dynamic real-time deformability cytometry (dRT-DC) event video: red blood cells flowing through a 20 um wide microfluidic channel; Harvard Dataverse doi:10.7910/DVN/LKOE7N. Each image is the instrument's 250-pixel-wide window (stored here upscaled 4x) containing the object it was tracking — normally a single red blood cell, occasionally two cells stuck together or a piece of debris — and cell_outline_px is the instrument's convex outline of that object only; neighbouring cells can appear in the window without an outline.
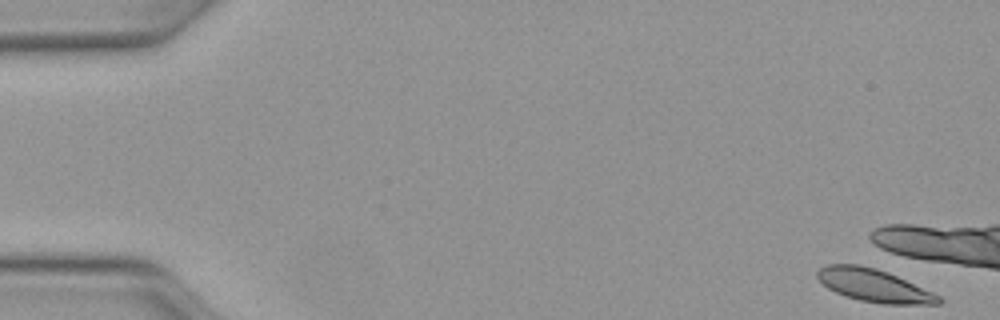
{"species": "Egyptian fruit bat (a non-hibernating species)", "species_latin": "Rousettus aegyptiacus", "temperature_condition": "warm", "stored_images_in_passage": 4, "camera_frame_rate_fps": 3000, "um_per_image_px": 0.085, "animal": {"sex": "female"}, "frame": {"image": 1, "passage_image": 1, "time_ms": 0.0, "image_size_px": [1000, 320], "cell_outline_px": [[944, 300], [940, 304], [884, 304], [860, 300], [836, 292], [828, 288], [816, 276], [816, 272], [820, 268], [828, 264], [860, 264], [876, 268], [888, 272], [932, 292], [940, 296]], "centroid_in_image_um": [74.3, 24.25], "position_along_channel_um": 10.7, "area_um2": 23.0}}